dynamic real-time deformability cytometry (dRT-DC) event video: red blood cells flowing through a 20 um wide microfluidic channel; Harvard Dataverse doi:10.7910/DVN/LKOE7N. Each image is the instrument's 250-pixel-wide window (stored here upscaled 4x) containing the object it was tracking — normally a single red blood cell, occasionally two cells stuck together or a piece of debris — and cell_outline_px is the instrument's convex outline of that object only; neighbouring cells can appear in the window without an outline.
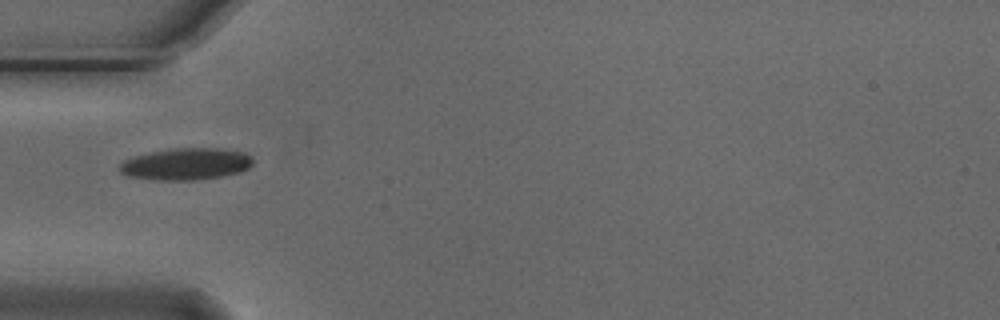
{"species": "Egyptian fruit bat (a non-hibernating species)", "species_latin": "Rousettus aegyptiacus", "temperature_condition": "cold", "stored_images_in_passage": 8, "camera_frame_rate_fps": 3000, "um_per_image_px": 0.085, "animal": {"sex": "male"}, "frame": {"image": 1, "passage_image": 5, "time_ms": 1.333, "image_size_px": [1000, 320], "cell_outline_px": [[252, 164], [248, 168], [240, 172], [220, 176], [192, 180], [156, 180], [128, 176], [120, 172], [120, 164], [124, 160], [136, 156], [152, 152], [176, 148], [220, 148], [244, 152], [252, 156]], "centroid_in_image_um": [15.84, 13.94], "position_along_channel_um": 69.2, "area_um2": 24.51}}
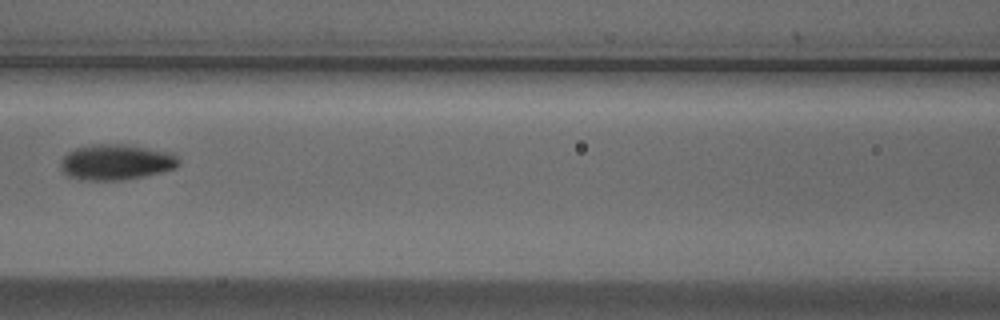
{"frame": {"image": 2, "passage_image": 7, "time_ms": 2.0, "image_size_px": [1000, 320], "cell_outline_px": [[180, 164], [176, 168], [144, 176], [124, 180], [80, 180], [68, 176], [60, 168], [60, 160], [68, 152], [76, 148], [92, 144], [128, 144], [172, 152], [180, 160]], "centroid_in_image_um": [9.88, 13.77], "position_along_channel_um": 156.7, "area_um2": 24.8}}
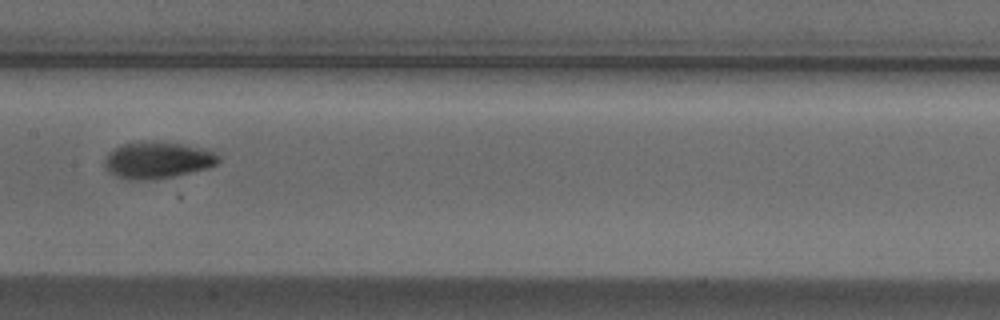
{"frame": {"image": 3, "passage_image": 8, "time_ms": 2.333, "image_size_px": [1000, 320], "cell_outline_px": [[220, 160], [216, 164], [208, 168], [176, 176], [156, 180], [128, 180], [116, 176], [108, 172], [104, 168], [104, 156], [108, 152], [120, 144], [180, 144], [204, 148], [220, 156]], "centroid_in_image_um": [13.36, 13.67], "position_along_channel_um": 194.0, "area_um2": 23.99}}